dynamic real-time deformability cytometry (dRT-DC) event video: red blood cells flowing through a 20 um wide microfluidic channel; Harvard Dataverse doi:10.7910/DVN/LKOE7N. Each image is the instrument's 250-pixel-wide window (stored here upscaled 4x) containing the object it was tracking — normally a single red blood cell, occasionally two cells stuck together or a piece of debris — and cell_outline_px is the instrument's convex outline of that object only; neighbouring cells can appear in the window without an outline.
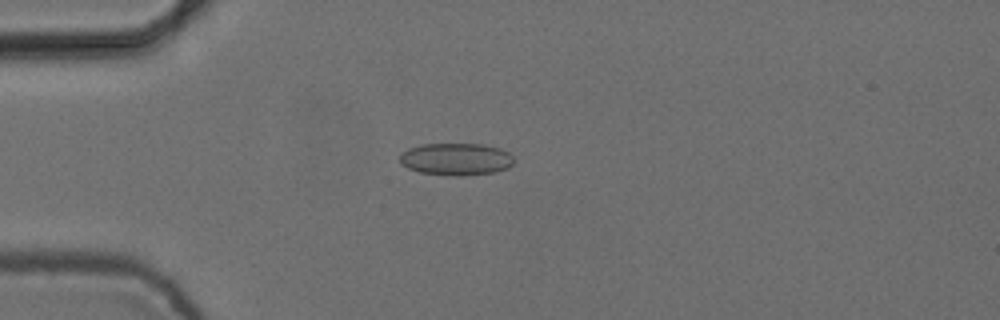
{"species": "common noctule bat (a hibernating species)", "species_latin": "Nyctalus noctula", "temperature_condition": "cold", "stored_images_in_passage": 6, "camera_frame_rate_fps": 3000, "um_per_image_px": 0.085, "animal": {"sex": "female", "body_mass_g": 24.6, "forearm_length_mm": 56.2}, "frame": {"image": 1, "passage_image": 3, "time_ms": 0.667, "image_size_px": [1000, 320], "cell_outline_px": [[512, 164], [508, 168], [496, 172], [460, 176], [456, 176], [420, 172], [408, 168], [400, 164], [400, 152], [408, 148], [420, 144], [484, 144], [500, 148], [508, 152], [512, 156]], "centroid_in_image_um": [38.74, 13.52], "position_along_channel_um": 46.3, "area_um2": 21.56}}
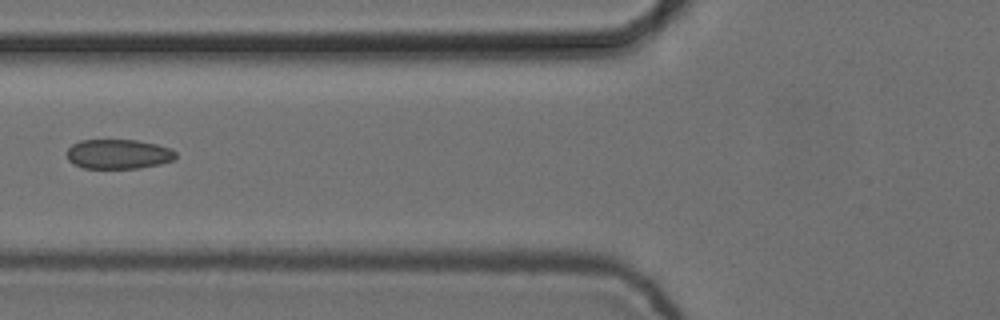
{"frame": {"image": 2, "passage_image": 5, "time_ms": 1.333, "image_size_px": [1000, 320], "cell_outline_px": [[176, 156], [172, 160], [160, 164], [140, 168], [84, 168], [72, 164], [68, 160], [68, 148], [72, 144], [80, 140], [136, 140], [156, 144], [172, 148], [176, 152]], "centroid_in_image_um": [10.06, 13.1], "position_along_channel_um": 115.7, "area_um2": 18.84}}
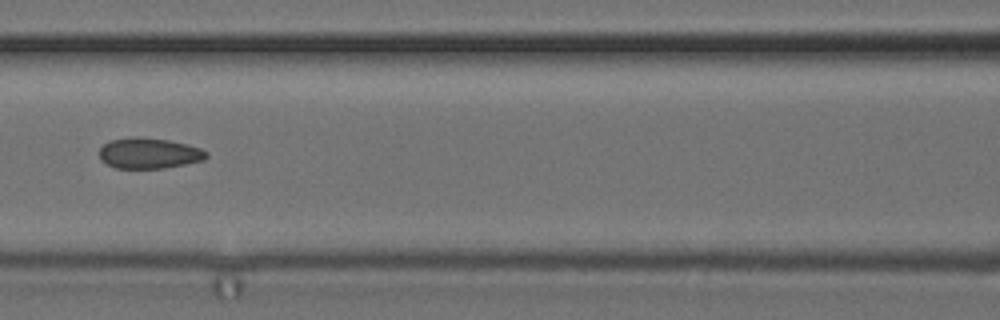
{"frame": {"image": 3, "passage_image": 6, "time_ms": 1.667, "image_size_px": [1000, 320], "cell_outline_px": [[208, 156], [204, 160], [164, 168], [116, 168], [100, 160], [100, 148], [104, 144], [112, 140], [132, 136], [136, 136], [168, 140], [188, 144], [200, 148], [208, 152]], "centroid_in_image_um": [12.68, 13.02], "position_along_channel_um": 153.9, "area_um2": 19.13}}